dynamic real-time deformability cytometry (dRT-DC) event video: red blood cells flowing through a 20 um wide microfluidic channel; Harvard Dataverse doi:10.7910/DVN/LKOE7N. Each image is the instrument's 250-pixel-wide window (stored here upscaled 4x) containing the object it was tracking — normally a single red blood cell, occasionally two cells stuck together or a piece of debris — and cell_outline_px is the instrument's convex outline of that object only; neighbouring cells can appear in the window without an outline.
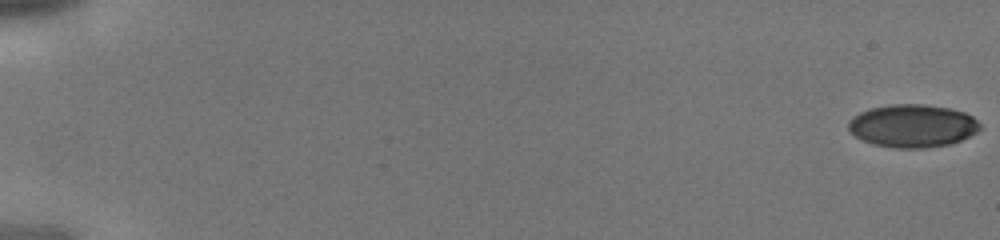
{"species": "human", "species_latin": "Homo sapiens", "temperature_condition": "cold", "stored_images_in_passage": 42, "camera_frame_rate_fps": 3000, "um_per_image_px": 0.085, "donor": {"sex": "male"}, "frame": {"image": 1, "passage_image": 1, "time_ms": 0.0, "image_size_px": [1000, 240], "cell_outline_px": [[980, 128], [976, 132], [952, 144], [924, 148], [892, 148], [872, 144], [856, 136], [848, 128], [848, 120], [852, 116], [860, 112], [872, 108], [892, 104], [924, 104], [948, 108], [964, 112], [972, 116], [980, 124]], "centroid_in_image_um": [77.55, 10.7], "position_along_channel_um": 7.4, "area_um2": 32.83}}
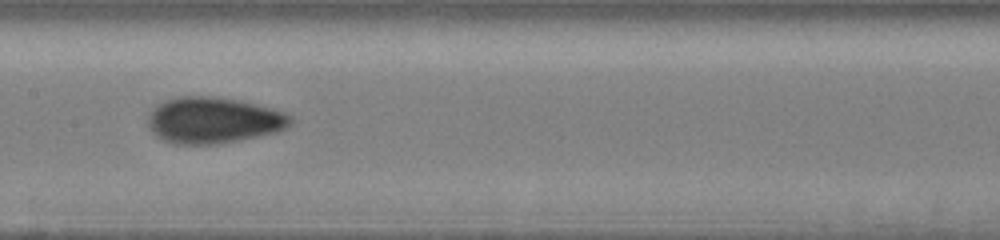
{"frame": {"image": 2, "passage_image": 24, "time_ms": 7.667, "image_size_px": [1000, 240], "cell_outline_px": [[292, 124], [288, 128], [276, 132], [220, 144], [172, 144], [156, 136], [148, 128], [148, 116], [156, 104], [164, 100], [176, 96], [212, 96], [240, 100], [272, 108], [284, 112], [292, 116]], "centroid_in_image_um": [18.13, 10.22], "position_along_channel_um": 189.3, "area_um2": 38.78}}
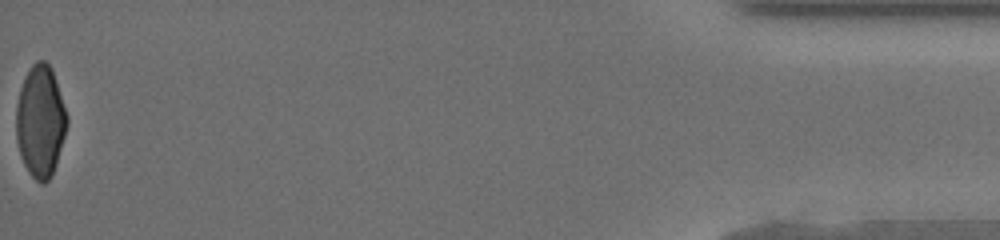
{"frame": {"image": 3, "passage_image": 42, "time_ms": 13.667, "image_size_px": [1000, 240], "cell_outline_px": [[68, 124], [56, 164], [52, 176], [44, 184], [40, 184], [28, 172], [24, 164], [16, 140], [16, 104], [20, 88], [24, 76], [28, 68], [36, 60], [44, 60], [52, 68], [68, 116]], "centroid_in_image_um": [3.43, 10.29], "position_along_channel_um": 431.8, "area_um2": 33.47}}